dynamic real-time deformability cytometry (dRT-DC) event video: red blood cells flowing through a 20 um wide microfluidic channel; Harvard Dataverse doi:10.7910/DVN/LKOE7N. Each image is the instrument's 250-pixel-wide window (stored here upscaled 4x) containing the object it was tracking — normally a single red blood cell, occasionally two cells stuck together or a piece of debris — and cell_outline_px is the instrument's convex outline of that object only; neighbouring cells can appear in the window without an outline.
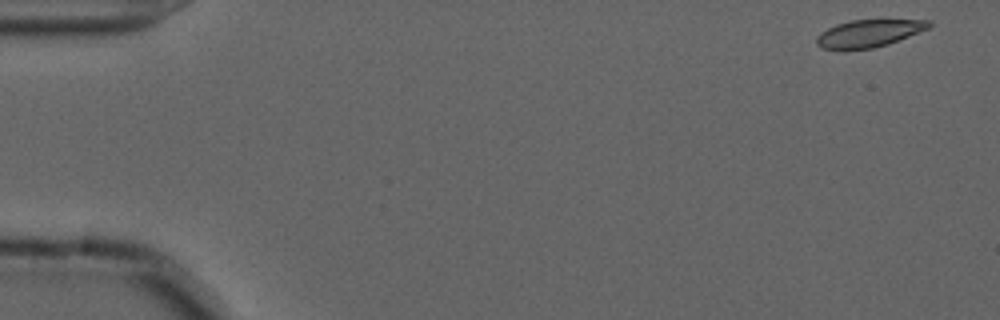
{"species": "common noctule bat (a hibernating species)", "species_latin": "Nyctalus noctula", "temperature_condition": "cold", "stored_images_in_passage": 54, "camera_frame_rate_fps": 3000, "um_per_image_px": 0.085, "animal": {"sex": "male", "forearm_length_mm": 52.5}, "frame": {"image": 1, "passage_image": 1, "time_ms": 0.0, "image_size_px": [1000, 320], "cell_outline_px": [[932, 24], [928, 28], [888, 44], [872, 48], [820, 48], [816, 44], [816, 36], [820, 32], [836, 24], [852, 20], [932, 20]], "centroid_in_image_um": [73.84, 2.81], "position_along_channel_um": 11.2, "area_um2": 17.51}}
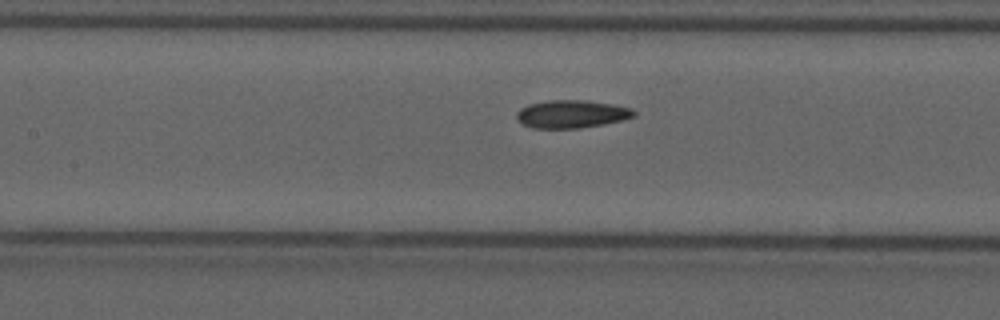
{"frame": {"image": 2, "passage_image": 24, "time_ms": 7.667, "image_size_px": [1000, 320], "cell_outline_px": [[636, 116], [620, 120], [580, 128], [532, 128], [520, 124], [516, 120], [516, 112], [520, 108], [528, 104], [552, 100], [588, 100], [612, 104], [632, 108], [636, 112]], "centroid_in_image_um": [48.54, 9.69], "position_along_channel_um": 158.9, "area_um2": 19.13}}
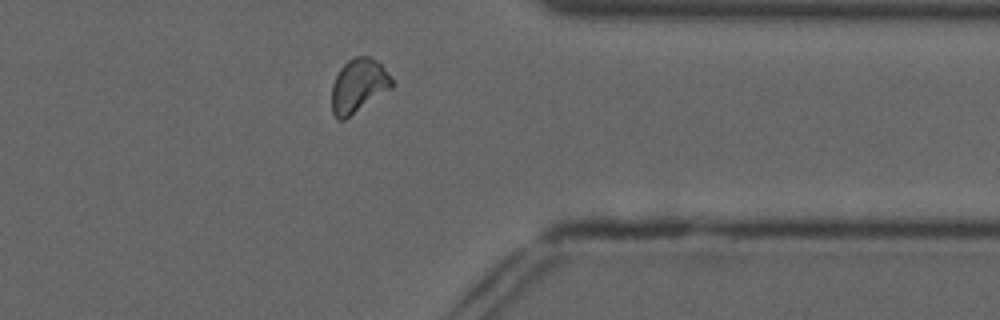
{"frame": {"image": 3, "passage_image": 43, "time_ms": 14.0, "image_size_px": [1000, 320], "cell_outline_px": [[392, 88], [344, 120], [340, 120], [332, 112], [332, 84], [340, 68], [348, 60], [356, 56], [368, 56], [376, 60], [380, 64], [392, 80]], "centroid_in_image_um": [30.45, 7.28], "position_along_channel_um": 380.9, "area_um2": 18.55}, "authors_computed_cell_mechanics": {"area_um2": 18.7272, "velocity_mm_per_s": 3.6535, "shape_relaxation_time_tau1_ms": null, "shape_relaxation_time_tau2_ms": 2.3466, "deformation_change_tau1": null, "deformation_change_tau2": 0.0727}}